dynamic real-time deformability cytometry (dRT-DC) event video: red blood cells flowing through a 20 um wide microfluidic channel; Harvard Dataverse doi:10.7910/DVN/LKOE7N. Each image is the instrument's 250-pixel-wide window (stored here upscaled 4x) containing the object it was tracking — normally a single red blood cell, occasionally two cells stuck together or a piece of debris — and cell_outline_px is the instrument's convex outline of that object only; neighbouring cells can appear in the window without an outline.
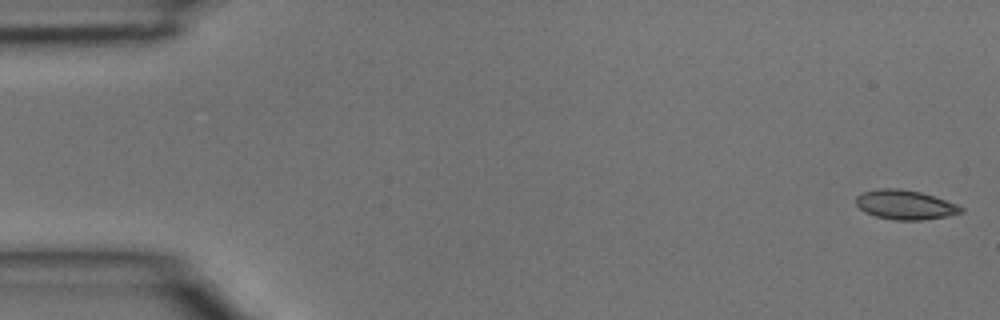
{"species": "common noctule bat (a hibernating species)", "species_latin": "Nyctalus noctula", "temperature_condition": "room temperature", "stored_images_in_passage": 4, "camera_frame_rate_fps": 3000, "um_per_image_px": 0.085, "animal": {"sex": "male", "body_mass_g": 15.6}, "frame": {"image": 1, "passage_image": 1, "time_ms": 0.0, "image_size_px": [1000, 320], "cell_outline_px": [[964, 212], [944, 216], [920, 220], [896, 220], [876, 216], [860, 208], [856, 204], [856, 196], [864, 192], [880, 188], [896, 188], [920, 192], [956, 204], [964, 208]], "centroid_in_image_um": [76.93, 17.4], "position_along_channel_um": 8.1, "area_um2": 17.57}}
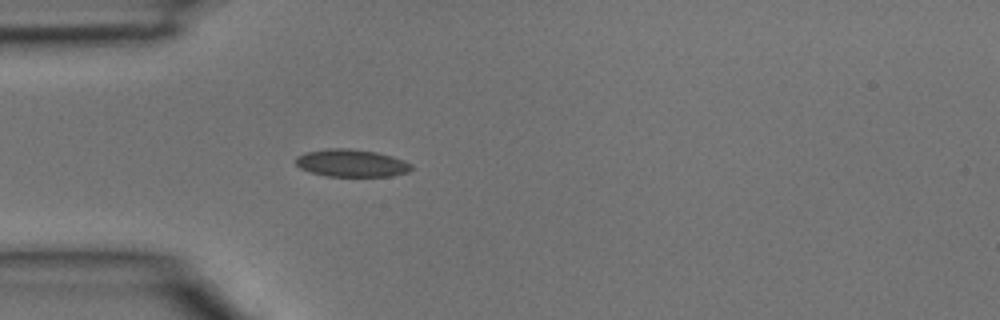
{"frame": {"image": 2, "passage_image": 4, "time_ms": 1.0, "image_size_px": [1000, 320], "cell_outline_px": [[412, 168], [408, 172], [392, 176], [328, 176], [312, 172], [300, 168], [296, 164], [296, 156], [304, 152], [328, 148], [352, 148], [376, 152], [392, 156], [404, 160], [412, 164]], "centroid_in_image_um": [29.88, 13.85], "position_along_channel_um": 55.1, "area_um2": 18.61}}